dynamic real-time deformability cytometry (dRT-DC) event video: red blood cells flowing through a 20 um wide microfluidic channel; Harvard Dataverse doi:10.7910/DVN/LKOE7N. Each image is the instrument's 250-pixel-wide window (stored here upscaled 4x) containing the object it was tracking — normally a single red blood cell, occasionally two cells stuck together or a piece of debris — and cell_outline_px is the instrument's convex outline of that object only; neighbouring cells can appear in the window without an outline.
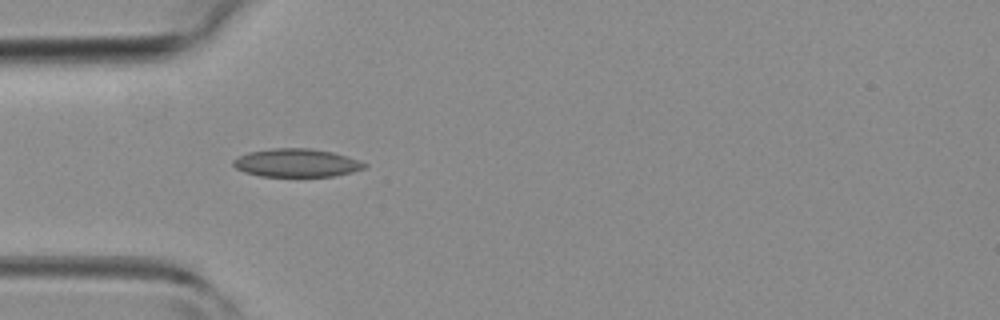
{"species": "common noctule bat (a hibernating species)", "species_latin": "Nyctalus noctula", "temperature_condition": "room temperature", "stored_images_in_passage": 5, "camera_frame_rate_fps": 3000, "um_per_image_px": 0.085, "animal": {"sex": "female", "body_mass_g": 19.3, "forearm_length_mm": 54.1}, "frame": {"image": 1, "passage_image": 4, "time_ms": 3.333, "image_size_px": [1000, 320], "cell_outline_px": [[368, 164], [364, 168], [352, 172], [332, 176], [260, 176], [244, 172], [236, 168], [232, 164], [232, 160], [248, 152], [272, 148], [308, 148], [332, 152]], "centroid_in_image_um": [25.15, 13.84], "position_along_channel_um": 59.8, "area_um2": 21.33}}
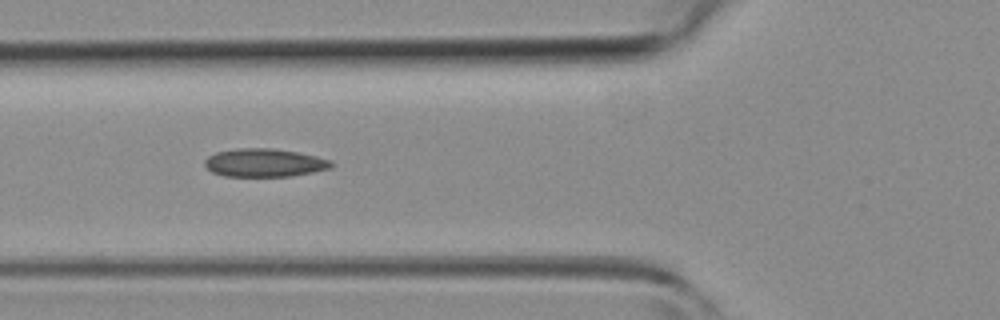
{"frame": {"image": 2, "passage_image": 5, "time_ms": 4.333, "image_size_px": [1000, 320], "cell_outline_px": [[336, 164], [332, 168], [292, 176], [224, 176], [212, 172], [204, 164], [204, 160], [208, 156], [216, 152], [236, 148], [272, 148], [296, 152], [316, 156], [332, 160]], "centroid_in_image_um": [22.5, 13.83], "position_along_channel_um": 103.3, "area_um2": 20.92}}